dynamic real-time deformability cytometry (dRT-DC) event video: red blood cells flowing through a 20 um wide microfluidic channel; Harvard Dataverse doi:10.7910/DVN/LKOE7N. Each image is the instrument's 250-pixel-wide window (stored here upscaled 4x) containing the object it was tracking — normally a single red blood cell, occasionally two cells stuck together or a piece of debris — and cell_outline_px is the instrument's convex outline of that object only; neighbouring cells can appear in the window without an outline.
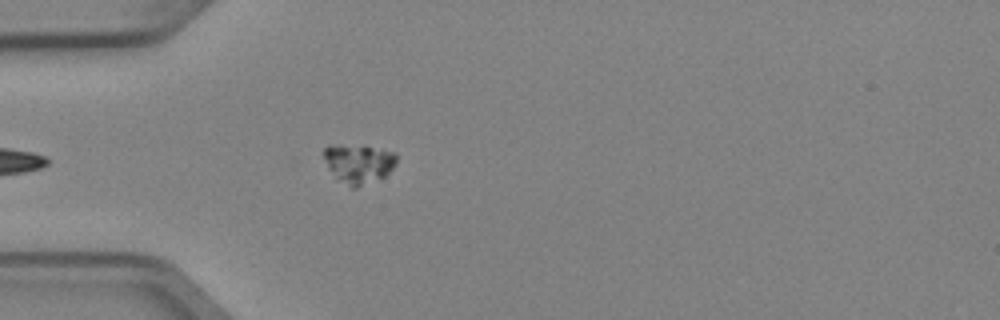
{"species": "Egyptian fruit bat (a non-hibernating species)", "species_latin": "Rousettus aegyptiacus", "temperature_condition": "cold", "stored_images_in_passage": 2, "camera_frame_rate_fps": 3000, "um_per_image_px": 0.085, "animal": {"sex": "female"}, "frame": {"image": 1, "passage_image": 2, "time_ms": 0.333, "image_size_px": [1000, 320], "cell_outline_px": [[396, 164], [384, 176], [356, 188], [352, 188], [336, 180], [328, 168], [324, 156], [324, 148], [328, 144], [364, 144], [396, 152]], "centroid_in_image_um": [30.45, 13.86], "position_along_channel_um": 54.5, "area_um2": 17.11}}